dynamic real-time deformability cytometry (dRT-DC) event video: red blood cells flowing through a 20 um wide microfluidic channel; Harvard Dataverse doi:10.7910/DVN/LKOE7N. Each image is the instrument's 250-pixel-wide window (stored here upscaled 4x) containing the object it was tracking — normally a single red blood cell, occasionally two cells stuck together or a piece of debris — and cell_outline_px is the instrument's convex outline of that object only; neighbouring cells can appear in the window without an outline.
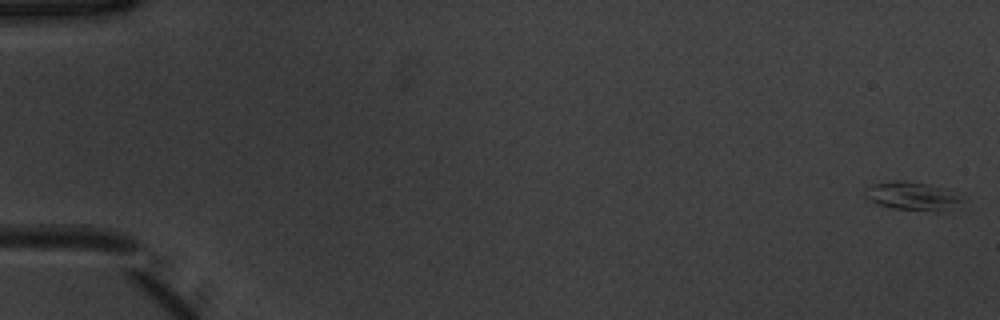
{"species": "common noctule bat (a hibernating species)", "species_latin": "Nyctalus noctula", "temperature_condition": "warm", "stored_images_in_passage": 53, "camera_frame_rate_fps": 3000, "um_per_image_px": 0.085, "animal": {"sex": "male", "body_mass_g": 20.1, "forearm_length_mm": 53.5}, "frame": {"image": 1, "passage_image": 1, "time_ms": 0.0, "image_size_px": [1000, 320], "cell_outline_px": [[964, 212], [936, 212], [892, 208], [880, 204], [864, 196], [864, 188], [872, 184], [896, 180], [900, 180], [928, 184], [964, 192]], "centroid_in_image_um": [77.85, 16.71], "position_along_channel_um": 7.2, "area_um2": 17.4}}
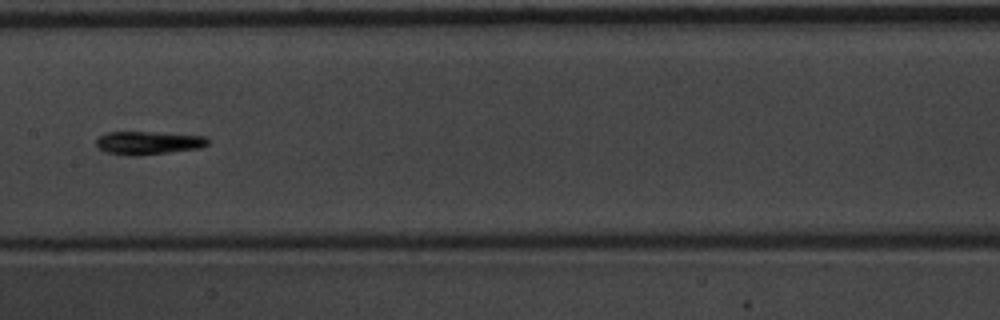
{"frame": {"image": 2, "passage_image": 28, "time_ms": 9.0, "image_size_px": [1000, 320], "cell_outline_px": [[208, 144], [200, 148], [128, 156], [108, 152], [100, 148], [96, 144], [96, 140], [100, 136], [108, 132], [148, 132], [208, 136]], "centroid_in_image_um": [12.61, 12.13], "position_along_channel_um": 194.8, "area_um2": 14.68}}
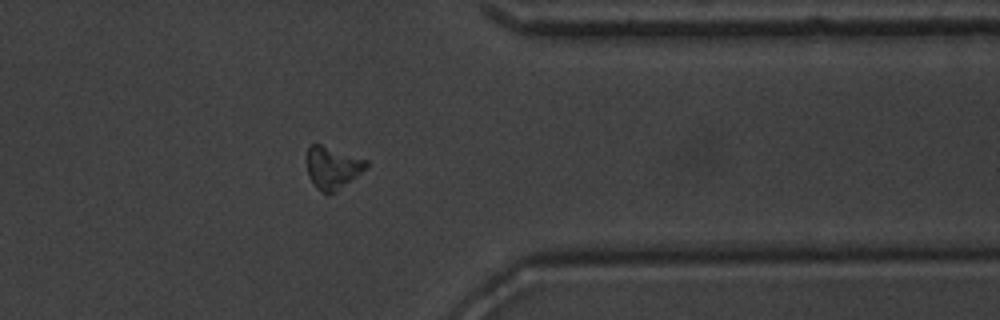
{"frame": {"image": 3, "passage_image": 43, "time_ms": 14.0, "image_size_px": [1000, 320], "cell_outline_px": [[368, 168], [336, 192], [328, 196], [320, 192], [316, 188], [308, 176], [308, 148], [312, 144], [320, 144], [368, 160]], "centroid_in_image_um": [28.29, 14.3], "position_along_channel_um": 383.1, "area_um2": 14.8}}